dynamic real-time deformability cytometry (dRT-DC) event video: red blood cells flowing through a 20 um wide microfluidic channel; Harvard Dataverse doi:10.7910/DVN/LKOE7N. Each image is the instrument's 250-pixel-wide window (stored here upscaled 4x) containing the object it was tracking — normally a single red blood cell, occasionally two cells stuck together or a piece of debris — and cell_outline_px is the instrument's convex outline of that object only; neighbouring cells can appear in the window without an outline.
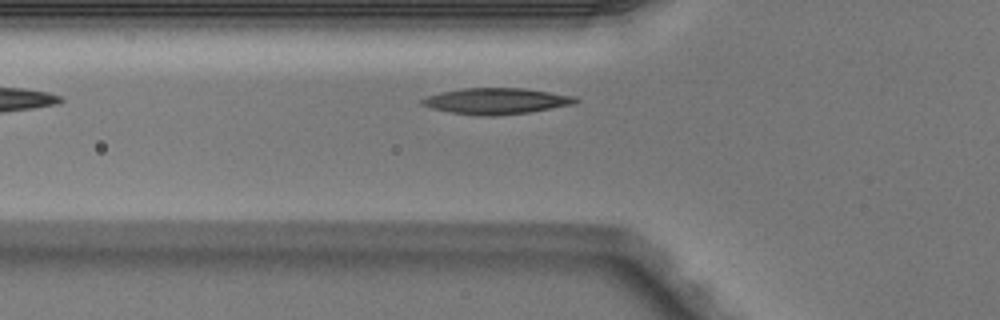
{"species": "Egyptian fruit bat (a non-hibernating species)", "species_latin": "Rousettus aegyptiacus", "temperature_condition": "warm", "stored_images_in_passage": 6, "camera_frame_rate_fps": 3000, "um_per_image_px": 0.085, "animal": {"sex": "male"}, "frame": {"image": 1, "passage_image": 6, "time_ms": 1.667, "image_size_px": [1000, 320], "cell_outline_px": [[580, 100], [576, 104], [528, 112], [448, 112], [432, 108], [420, 104], [420, 100], [428, 96], [444, 92], [464, 88], [524, 88], [576, 96]], "centroid_in_image_um": [42.27, 8.53], "position_along_channel_um": 83.5, "area_um2": 21.96}}